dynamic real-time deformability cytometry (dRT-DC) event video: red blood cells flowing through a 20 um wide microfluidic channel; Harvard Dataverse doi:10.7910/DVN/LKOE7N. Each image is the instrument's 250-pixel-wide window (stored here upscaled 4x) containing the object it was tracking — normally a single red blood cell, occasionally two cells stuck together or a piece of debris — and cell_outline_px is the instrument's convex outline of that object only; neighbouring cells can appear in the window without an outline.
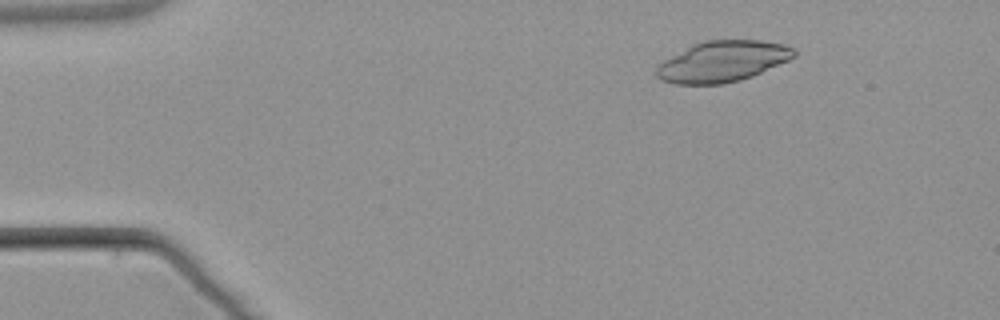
{"species": "common noctule bat (a hibernating species)", "species_latin": "Nyctalus noctula", "temperature_condition": "warm", "stored_images_in_passage": 4, "camera_frame_rate_fps": 3000, "um_per_image_px": 0.085, "animal": {"sex": "male", "body_mass_g": 21.5, "forearm_length_mm": 52.0}, "frame": {"image": 1, "passage_image": 2, "time_ms": 1.0, "image_size_px": [1000, 320], "cell_outline_px": [[796, 56], [788, 60], [752, 76], [740, 80], [724, 84], [676, 84], [660, 80], [656, 76], [656, 68], [664, 60], [692, 44], [704, 40], [760, 40], [784, 44], [792, 48], [796, 52]], "centroid_in_image_um": [61.4, 5.22], "position_along_channel_um": 23.6, "area_um2": 32.71}}